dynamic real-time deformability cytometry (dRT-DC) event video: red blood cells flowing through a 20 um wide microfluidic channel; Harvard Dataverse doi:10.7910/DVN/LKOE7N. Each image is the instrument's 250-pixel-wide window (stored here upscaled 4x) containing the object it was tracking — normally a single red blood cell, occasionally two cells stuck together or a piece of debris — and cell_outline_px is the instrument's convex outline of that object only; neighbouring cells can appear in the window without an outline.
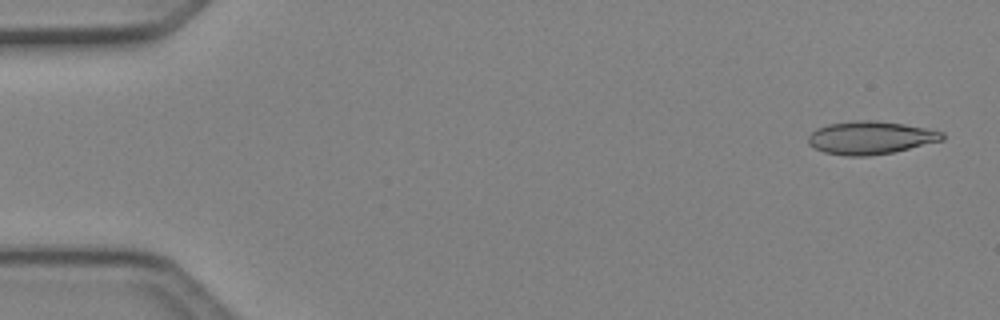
{"species": "Egyptian fruit bat (a non-hibernating species)", "species_latin": "Rousettus aegyptiacus", "temperature_condition": "cold", "stored_images_in_passage": 14, "camera_frame_rate_fps": 3000, "um_per_image_px": 0.085, "animal": {"sex": "female"}, "frame": {"image": 1, "passage_image": 2, "time_ms": 0.333, "image_size_px": [1000, 320], "cell_outline_px": [[944, 140], [892, 152], [868, 156], [848, 156], [824, 152], [808, 144], [808, 136], [816, 128], [828, 124], [852, 120], [876, 120], [904, 124], [944, 132]], "centroid_in_image_um": [73.97, 11.69], "position_along_channel_um": 11.0, "area_um2": 25.72}}
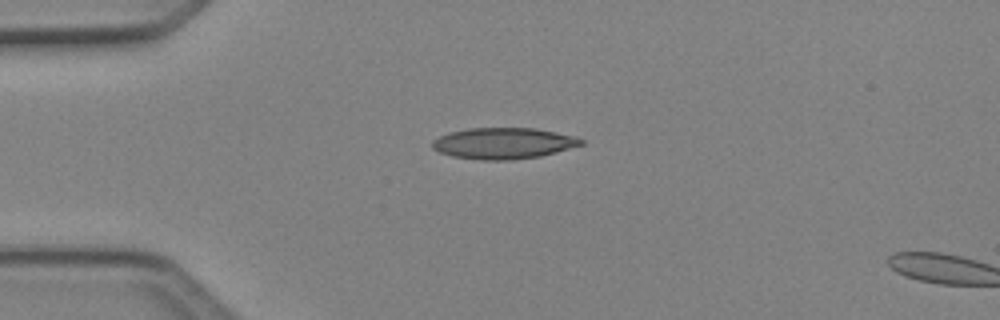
{"frame": {"image": 2, "passage_image": 12, "time_ms": 3.667, "image_size_px": [1000, 320], "cell_outline_px": [[584, 144], [540, 156], [512, 160], [480, 160], [452, 156], [440, 152], [432, 148], [432, 140], [448, 132], [468, 128], [536, 128], [556, 132], [572, 136], [584, 140]], "centroid_in_image_um": [42.76, 12.18], "position_along_channel_um": 42.2, "area_um2": 26.99}}